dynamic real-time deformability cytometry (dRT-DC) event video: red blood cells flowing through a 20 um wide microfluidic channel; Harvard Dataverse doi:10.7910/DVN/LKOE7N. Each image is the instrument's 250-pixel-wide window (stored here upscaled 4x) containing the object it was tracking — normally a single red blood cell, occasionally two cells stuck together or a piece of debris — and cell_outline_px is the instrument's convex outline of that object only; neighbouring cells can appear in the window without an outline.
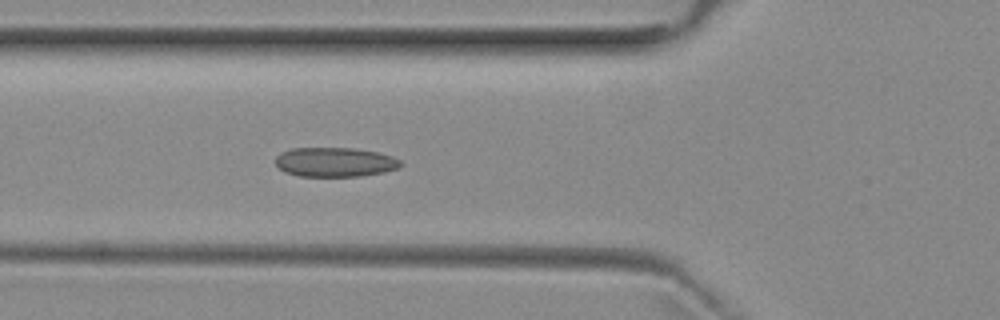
{"species": "common noctule bat (a hibernating species)", "species_latin": "Nyctalus noctula", "temperature_condition": "room temperature", "stored_images_in_passage": 39, "camera_frame_rate_fps": 3000, "um_per_image_px": 0.085, "animal": {"sex": "female", "body_mass_g": 29.2, "forearm_length_mm": 56.3}, "frame": {"image": 1, "passage_image": 7, "time_ms": 2.0, "image_size_px": [1000, 320], "cell_outline_px": [[404, 164], [400, 168], [384, 172], [360, 176], [300, 176], [284, 172], [276, 164], [276, 156], [280, 152], [292, 148], [356, 148], [376, 152], [392, 156], [400, 160]], "centroid_in_image_um": [28.49, 13.78], "position_along_channel_um": 97.3, "area_um2": 21.56}}
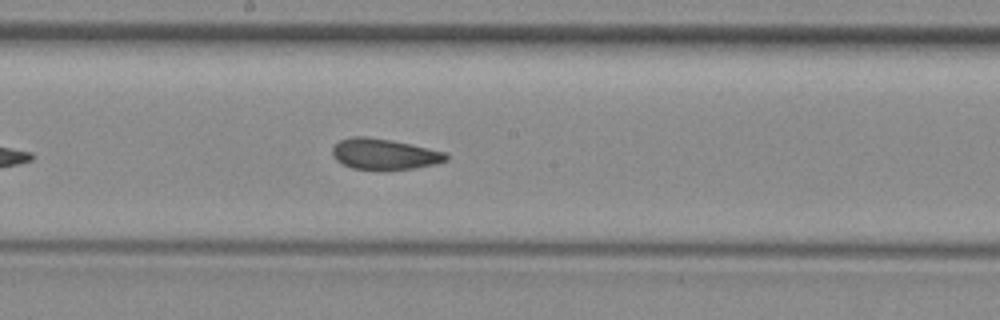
{"frame": {"image": 2, "passage_image": 16, "time_ms": 5.0, "image_size_px": [1000, 320], "cell_outline_px": [[448, 160], [436, 164], [416, 168], [384, 172], [352, 168], [336, 160], [332, 156], [332, 148], [340, 140], [352, 136], [364, 136], [388, 140], [428, 148], [444, 152], [448, 156]], "centroid_in_image_um": [32.65, 13.14], "position_along_channel_um": 215.6, "area_um2": 20.75}}
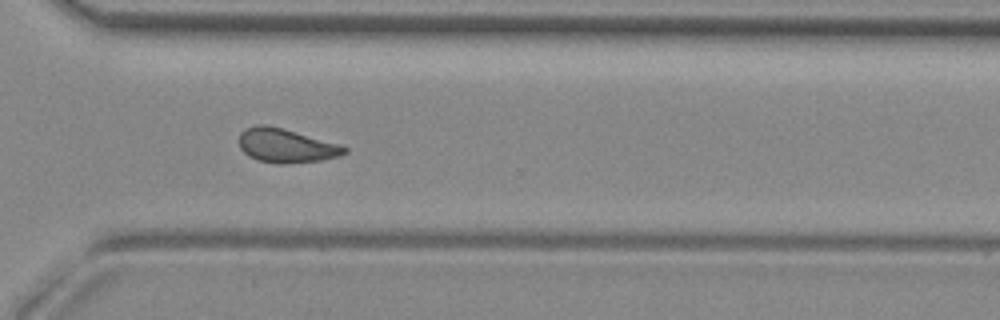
{"frame": {"image": 3, "passage_image": 26, "time_ms": 8.333, "image_size_px": [1000, 320], "cell_outline_px": [[348, 152], [340, 156], [320, 160], [284, 164], [276, 164], [260, 160], [248, 156], [240, 148], [240, 132], [244, 128], [256, 124], [268, 124], [340, 144], [348, 148]], "centroid_in_image_um": [24.31, 12.37], "position_along_channel_um": 346.3, "area_um2": 20.98}, "authors_computed_cell_mechanics": {"area_um2": 20.808, "velocity_mm_per_s": 3.9395, "shape_relaxation_time_tau1_ms": null, "shape_relaxation_time_tau2_ms": 2.2896, "deformation_change_tau1": null, "deformation_change_tau2": 0.0974}}